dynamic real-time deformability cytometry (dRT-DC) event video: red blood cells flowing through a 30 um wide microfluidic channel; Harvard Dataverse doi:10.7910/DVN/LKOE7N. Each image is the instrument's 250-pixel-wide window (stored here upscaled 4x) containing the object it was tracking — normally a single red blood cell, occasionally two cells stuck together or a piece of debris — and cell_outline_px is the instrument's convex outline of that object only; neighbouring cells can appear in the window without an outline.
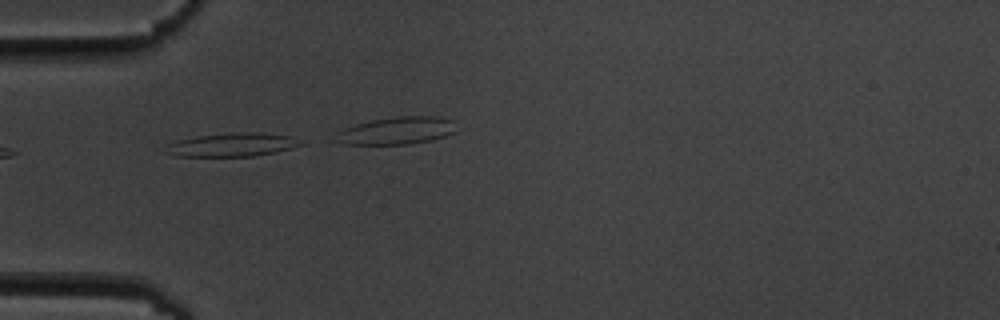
{"species": "common noctule bat (a hibernating species)", "species_latin": "Nyctalus noctula", "temperature_condition": "cold", "stored_images_in_passage": 6, "camera_frame_rate_fps": 3000, "um_per_image_px": 0.085, "animal": {"sex": "male", "body_mass_g": 19.5, "forearm_length_mm": 54.6}, "frame": {"image": 1, "passage_image": 5, "time_ms": 4.667, "image_size_px": [1000, 320], "cell_outline_px": [[304, 140], [300, 144], [292, 148], [276, 152], [256, 156], [176, 156], [164, 152], [168, 144], [176, 140], [196, 136], [232, 132], [260, 132], [292, 136]], "centroid_in_image_um": [19.76, 12.29], "position_along_channel_um": 65.2, "area_um2": 18.73}}